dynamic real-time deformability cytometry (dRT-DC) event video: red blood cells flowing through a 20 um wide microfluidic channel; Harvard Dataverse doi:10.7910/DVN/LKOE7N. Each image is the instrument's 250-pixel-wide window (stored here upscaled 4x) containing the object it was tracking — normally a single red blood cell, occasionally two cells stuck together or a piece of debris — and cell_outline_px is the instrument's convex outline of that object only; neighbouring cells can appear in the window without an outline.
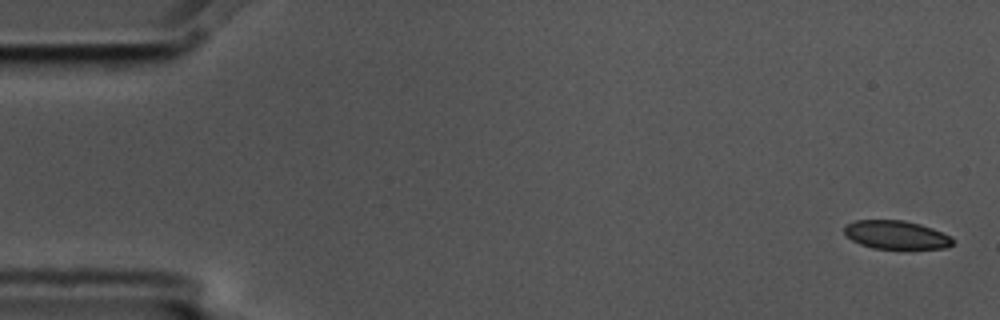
{"species": "common noctule bat (a hibernating species)", "species_latin": "Nyctalus noctula", "temperature_condition": "cold", "stored_images_in_passage": 6, "camera_frame_rate_fps": 3000, "um_per_image_px": 0.085, "animal": {"sex": "male", "body_mass_g": 17.5, "forearm_length_mm": 52.3}, "frame": {"image": 1, "passage_image": 1, "time_ms": 0.0, "image_size_px": [1000, 320], "cell_outline_px": [[952, 244], [944, 248], [872, 248], [860, 244], [852, 240], [844, 232], [844, 224], [856, 220], [904, 220], [920, 224], [932, 228], [952, 236]], "centroid_in_image_um": [76.15, 19.94], "position_along_channel_um": 8.9, "area_um2": 17.86}}
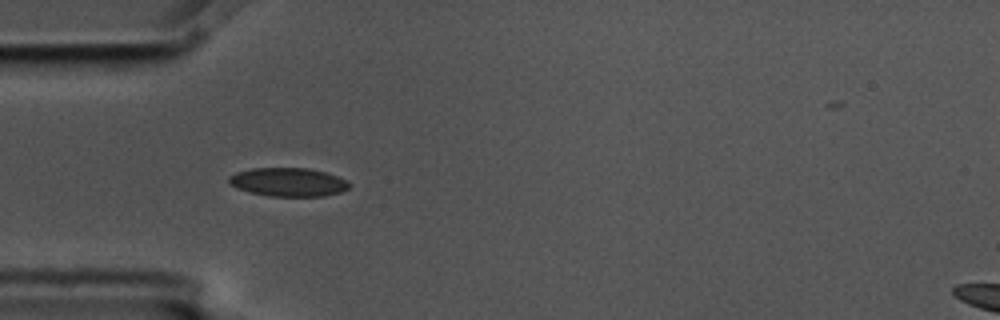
{"frame": {"image": 2, "passage_image": 5, "time_ms": 1.333, "image_size_px": [1000, 320], "cell_outline_px": [[348, 188], [340, 192], [324, 196], [268, 196], [236, 188], [228, 184], [228, 176], [236, 172], [252, 168], [308, 168], [324, 172], [348, 180]], "centroid_in_image_um": [24.46, 15.47], "position_along_channel_um": 60.5, "area_um2": 20.0}}